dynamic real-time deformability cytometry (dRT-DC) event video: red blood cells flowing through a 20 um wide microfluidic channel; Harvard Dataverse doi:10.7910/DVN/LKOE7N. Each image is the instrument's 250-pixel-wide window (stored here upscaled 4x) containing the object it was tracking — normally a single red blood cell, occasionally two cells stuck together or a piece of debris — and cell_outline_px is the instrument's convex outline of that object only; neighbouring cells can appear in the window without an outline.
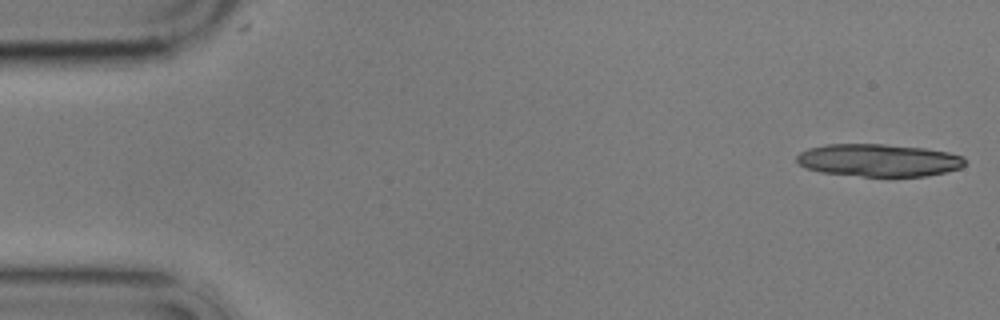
{"species": "common noctule bat (a hibernating species)", "species_latin": "Nyctalus noctula", "temperature_condition": "cold", "stored_images_in_passage": 3, "camera_frame_rate_fps": 3000, "um_per_image_px": 0.085, "animal": {"sex": "male", "body_mass_g": 17.9}, "frame": {"image": 1, "passage_image": 1, "time_ms": 0.0, "image_size_px": [1000, 320], "cell_outline_px": [[964, 164], [960, 168], [944, 172], [924, 176], [860, 176], [820, 172], [804, 168], [796, 160], [796, 156], [800, 152], [808, 148], [824, 144], [884, 144], [924, 148], [948, 152], [964, 156]], "centroid_in_image_um": [74.64, 13.61], "position_along_channel_um": 10.4, "area_um2": 31.96}}